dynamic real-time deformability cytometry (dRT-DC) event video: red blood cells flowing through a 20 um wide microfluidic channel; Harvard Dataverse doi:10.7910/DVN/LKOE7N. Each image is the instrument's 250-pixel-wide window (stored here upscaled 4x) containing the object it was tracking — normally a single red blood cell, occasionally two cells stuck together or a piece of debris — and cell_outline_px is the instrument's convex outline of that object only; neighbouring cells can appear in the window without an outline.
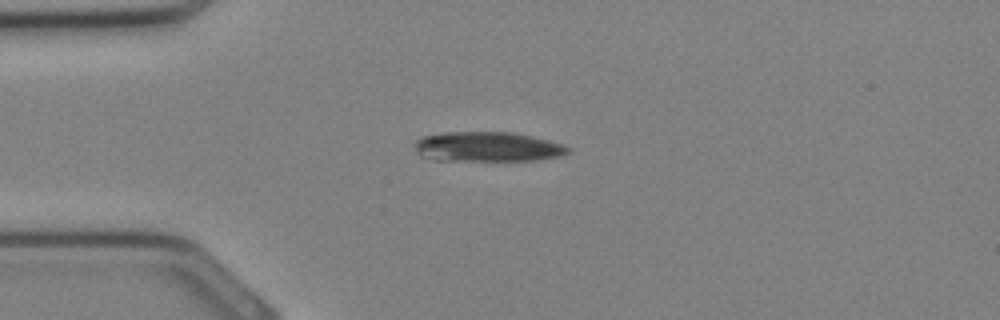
{"species": "Egyptian fruit bat (a non-hibernating species)", "species_latin": "Rousettus aegyptiacus", "temperature_condition": "cold", "stored_images_in_passage": 11, "camera_frame_rate_fps": 3000, "um_per_image_px": 0.085, "animal": {"sex": "female"}, "frame": {"image": 1, "passage_image": 1, "time_ms": 0.0, "image_size_px": [1000, 320], "cell_outline_px": [[572, 152], [560, 156], [536, 160], [436, 160], [420, 156], [416, 152], [416, 140], [424, 136], [444, 132], [512, 132], [532, 136], [564, 144], [572, 148]], "centroid_in_image_um": [41.49, 12.47], "position_along_channel_um": 43.5, "area_um2": 26.7}}
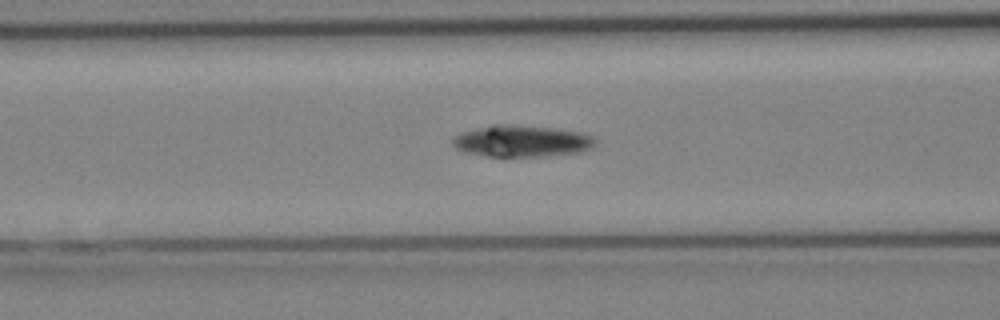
{"frame": {"image": 2, "passage_image": 6, "time_ms": 1.667, "image_size_px": [1000, 320], "cell_outline_px": [[596, 140], [592, 148], [576, 152], [544, 156], [488, 156], [464, 152], [456, 148], [452, 144], [452, 136], [460, 132], [492, 124], [508, 124], [552, 128], [580, 132], [592, 136]], "centroid_in_image_um": [44.28, 11.98], "position_along_channel_um": 122.3, "area_um2": 26.18}}
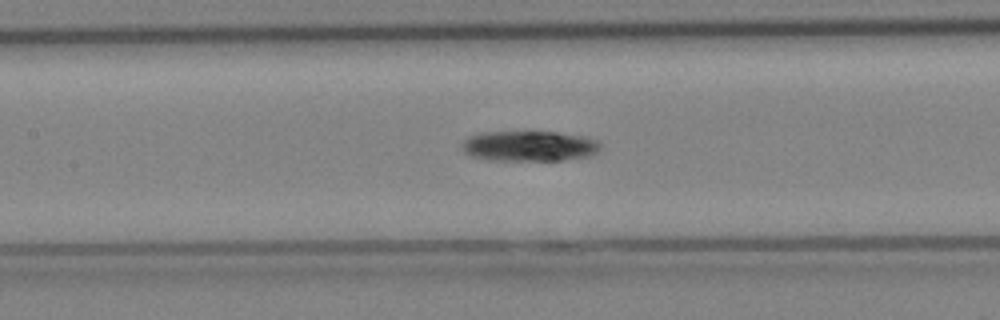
{"frame": {"image": 3, "passage_image": 8, "time_ms": 2.333, "image_size_px": [1000, 320], "cell_outline_px": [[600, 148], [592, 156], [560, 160], [496, 160], [472, 156], [464, 152], [464, 140], [468, 136], [480, 132], [560, 132], [584, 136], [600, 140]], "centroid_in_image_um": [45.05, 12.4], "position_along_channel_um": 162.3, "area_um2": 24.51}}